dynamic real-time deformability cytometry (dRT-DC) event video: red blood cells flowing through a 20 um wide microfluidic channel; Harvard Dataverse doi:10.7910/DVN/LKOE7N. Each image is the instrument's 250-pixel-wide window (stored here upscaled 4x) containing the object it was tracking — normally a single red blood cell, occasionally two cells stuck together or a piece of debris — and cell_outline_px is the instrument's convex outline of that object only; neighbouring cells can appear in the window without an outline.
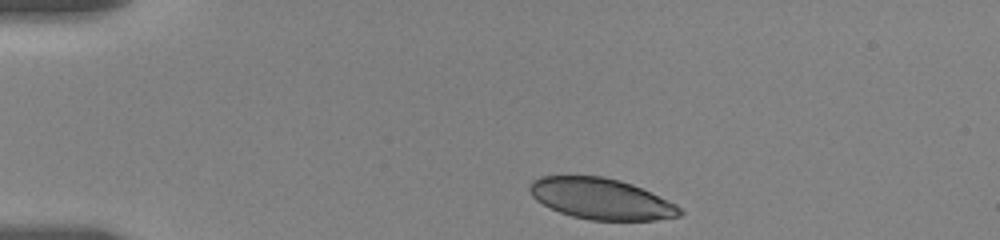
{"species": "human", "species_latin": "Homo sapiens", "temperature_condition": "room temperature", "stored_images_in_passage": 4, "camera_frame_rate_fps": 3000, "um_per_image_px": 0.085, "donor": {"sex": "female"}, "frame": {"image": 1, "passage_image": 1, "time_ms": 0.0, "image_size_px": [1000, 240], "cell_outline_px": [[684, 212], [680, 216], [656, 220], [588, 220], [572, 216], [560, 212], [536, 200], [532, 196], [528, 188], [532, 180], [540, 176], [604, 176], [620, 180], [632, 184], [676, 204]], "centroid_in_image_um": [51.09, 16.89], "position_along_channel_um": 33.9, "area_um2": 35.78}}